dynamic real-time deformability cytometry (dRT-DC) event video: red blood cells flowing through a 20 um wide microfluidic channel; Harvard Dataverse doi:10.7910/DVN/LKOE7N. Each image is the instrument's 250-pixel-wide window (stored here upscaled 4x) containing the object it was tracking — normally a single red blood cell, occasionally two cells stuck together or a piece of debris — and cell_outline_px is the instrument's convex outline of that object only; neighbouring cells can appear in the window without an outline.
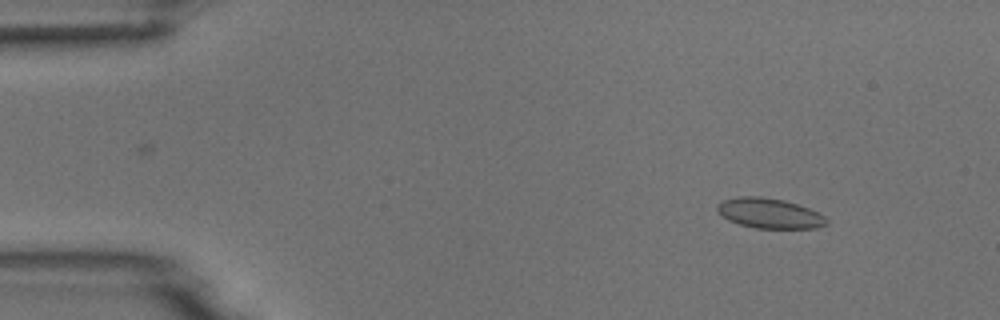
{"species": "common noctule bat (a hibernating species)", "species_latin": "Nyctalus noctula", "temperature_condition": "room temperature", "stored_images_in_passage": 7, "camera_frame_rate_fps": 3000, "um_per_image_px": 0.085, "animal": {"sex": "male", "body_mass_g": 18.8}, "frame": {"image": 1, "passage_image": 1, "time_ms": 0.0, "image_size_px": [1000, 320], "cell_outline_px": [[828, 224], [816, 228], [756, 228], [740, 224], [728, 220], [716, 208], [716, 204], [724, 200], [736, 196], [760, 196], [784, 200], [808, 208], [824, 216], [828, 220]], "centroid_in_image_um": [65.4, 18.12], "position_along_channel_um": 19.6, "area_um2": 19.02}}
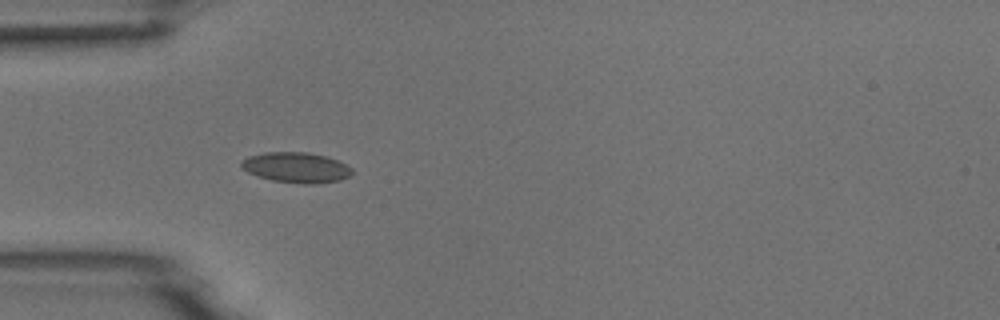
{"frame": {"image": 2, "passage_image": 4, "time_ms": 3.333, "image_size_px": [1000, 320], "cell_outline_px": [[352, 176], [340, 180], [316, 184], [300, 184], [272, 180], [256, 176], [240, 168], [240, 160], [248, 156], [264, 152], [308, 152], [328, 156], [352, 168]], "centroid_in_image_um": [25.15, 14.24], "position_along_channel_um": 59.8, "area_um2": 19.94}}
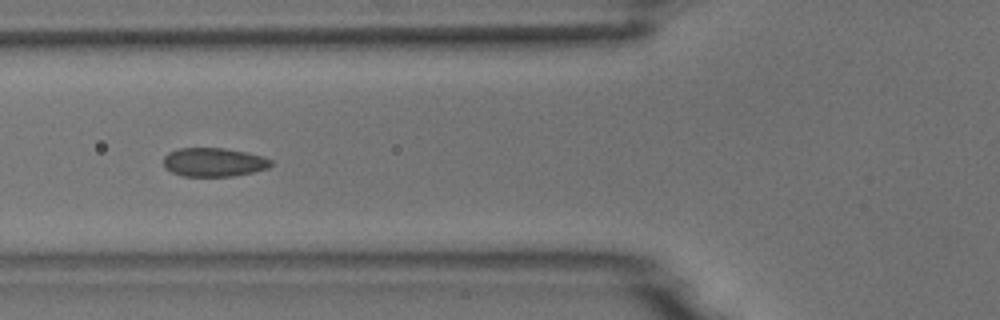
{"frame": {"image": 3, "passage_image": 5, "time_ms": 4.667, "image_size_px": [1000, 320], "cell_outline_px": [[272, 164], [268, 168], [252, 172], [232, 176], [184, 176], [172, 172], [164, 168], [164, 156], [168, 152], [176, 148], [224, 148], [248, 152], [264, 156], [272, 160]], "centroid_in_image_um": [18.17, 13.77], "position_along_channel_um": 107.6, "area_um2": 18.15}}